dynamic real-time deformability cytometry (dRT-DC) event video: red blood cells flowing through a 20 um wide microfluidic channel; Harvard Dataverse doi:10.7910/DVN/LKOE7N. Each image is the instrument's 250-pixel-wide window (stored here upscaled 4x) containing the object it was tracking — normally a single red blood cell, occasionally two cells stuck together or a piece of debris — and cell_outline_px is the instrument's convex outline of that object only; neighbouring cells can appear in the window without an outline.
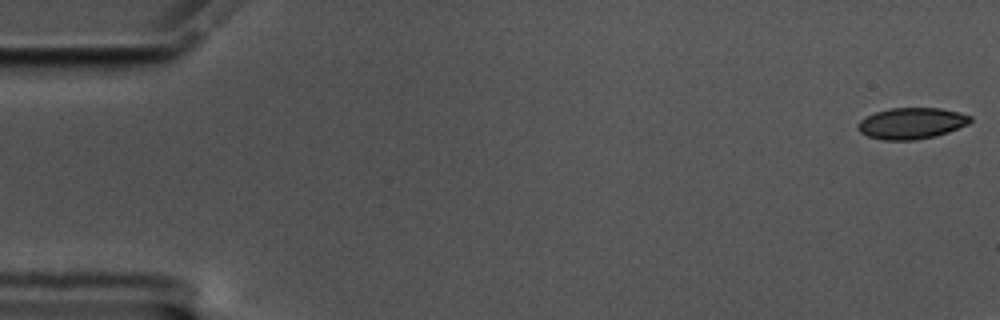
{"species": "common noctule bat (a hibernating species)", "species_latin": "Nyctalus noctula", "temperature_condition": "cold", "stored_images_in_passage": 13, "camera_frame_rate_fps": 3000, "um_per_image_px": 0.085, "animal": {"sex": "male", "body_mass_g": 17.5, "forearm_length_mm": 52.3}, "frame": {"image": 1, "passage_image": 1, "time_ms": 0.0, "image_size_px": [1000, 320], "cell_outline_px": [[972, 120], [968, 124], [948, 132], [936, 136], [916, 140], [880, 140], [868, 136], [860, 132], [856, 128], [856, 124], [860, 120], [876, 112], [888, 108], [940, 108], [960, 112], [972, 116]], "centroid_in_image_um": [77.48, 10.48], "position_along_channel_um": 7.5, "area_um2": 20.63}}